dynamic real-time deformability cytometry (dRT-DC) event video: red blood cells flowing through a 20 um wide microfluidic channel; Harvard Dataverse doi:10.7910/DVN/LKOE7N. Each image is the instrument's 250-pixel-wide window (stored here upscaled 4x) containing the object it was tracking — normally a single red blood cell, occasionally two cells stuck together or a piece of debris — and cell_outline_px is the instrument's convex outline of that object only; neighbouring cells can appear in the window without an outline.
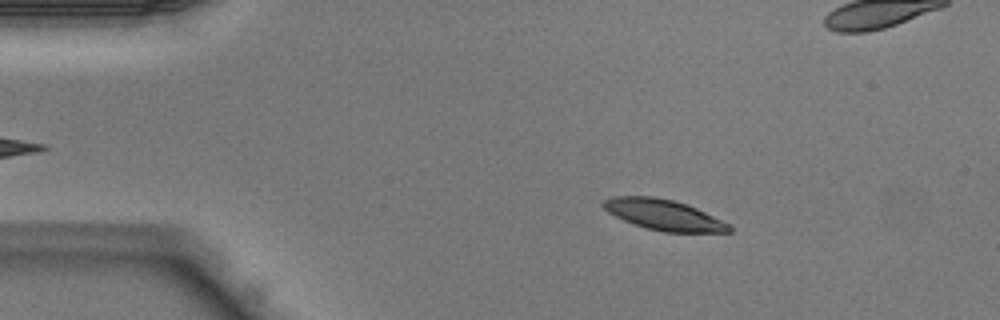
{"species": "Egyptian fruit bat (a non-hibernating species)", "species_latin": "Rousettus aegyptiacus", "temperature_condition": "warm", "stored_images_in_passage": 43, "camera_frame_rate_fps": 3000, "um_per_image_px": 0.085, "animal": {"sex": "male"}, "frame": {"image": 1, "passage_image": 7, "time_ms": 2.0, "image_size_px": [1000, 320], "cell_outline_px": [[732, 232], [664, 232], [632, 224], [608, 212], [600, 204], [604, 200], [612, 196], [652, 196], [672, 200], [696, 208], [728, 224], [732, 228]], "centroid_in_image_um": [56.36, 18.26], "position_along_channel_um": 28.6, "area_um2": 22.14}}
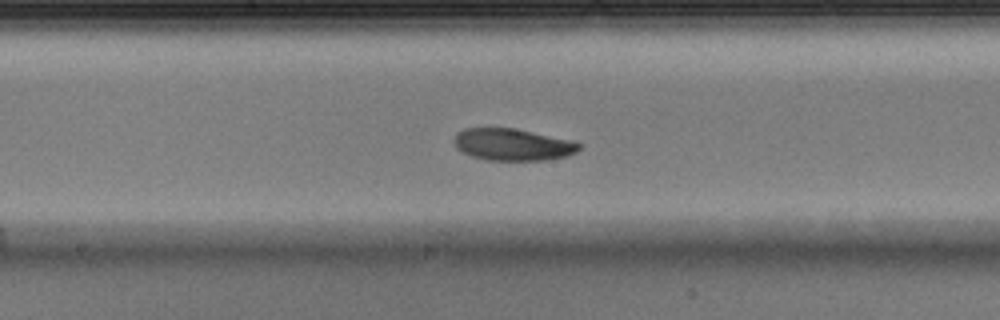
{"frame": {"image": 2, "passage_image": 22, "time_ms": 7.0, "image_size_px": [1000, 320], "cell_outline_px": [[580, 148], [576, 152], [568, 156], [548, 160], [488, 160], [472, 156], [456, 148], [452, 140], [456, 132], [464, 128], [512, 128], [568, 140], [580, 144]], "centroid_in_image_um": [43.51, 12.29], "position_along_channel_um": 204.7, "area_um2": 23.06}}
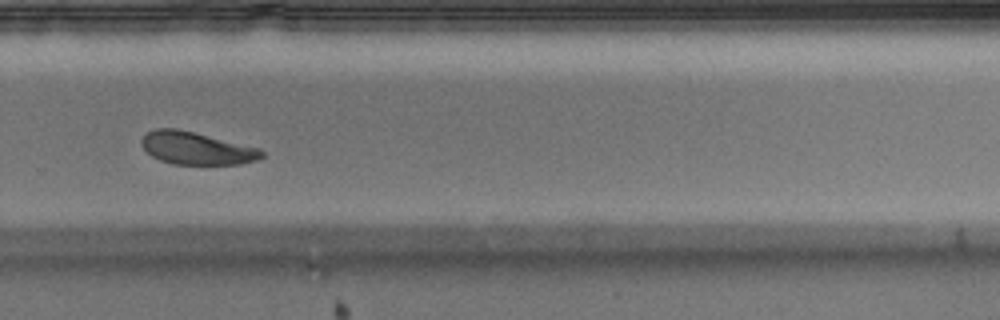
{"frame": {"image": 3, "passage_image": 29, "time_ms": 9.333, "image_size_px": [1000, 320], "cell_outline_px": [[264, 156], [256, 160], [240, 164], [172, 164], [160, 160], [152, 156], [140, 144], [140, 140], [148, 132], [156, 128], [176, 128], [260, 148], [264, 152]], "centroid_in_image_um": [16.69, 12.6], "position_along_channel_um": 313.1, "area_um2": 22.66}}